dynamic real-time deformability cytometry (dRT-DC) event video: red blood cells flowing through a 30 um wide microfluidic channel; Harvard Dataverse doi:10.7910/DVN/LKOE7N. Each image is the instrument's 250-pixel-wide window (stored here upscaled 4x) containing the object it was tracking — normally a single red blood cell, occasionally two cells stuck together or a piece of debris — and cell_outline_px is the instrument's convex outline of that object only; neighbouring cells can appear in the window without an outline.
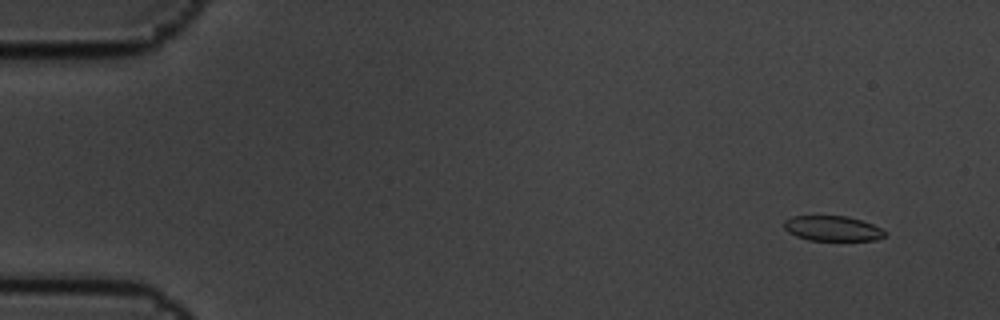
{"species": "common noctule bat (a hibernating species)", "species_latin": "Nyctalus noctula", "temperature_condition": "cold", "stored_images_in_passage": 4, "camera_frame_rate_fps": 3000, "um_per_image_px": 0.085, "animal": {"sex": "male", "body_mass_g": 19.5, "forearm_length_mm": 54.6}, "frame": {"image": 1, "passage_image": 1, "time_ms": 0.0, "image_size_px": [1000, 320], "cell_outline_px": [[884, 236], [876, 240], [808, 240], [796, 236], [788, 232], [784, 228], [784, 220], [792, 216], [844, 216], [860, 220], [872, 224], [880, 228], [884, 232]], "centroid_in_image_um": [70.71, 19.42], "position_along_channel_um": 14.3, "area_um2": 14.57}}